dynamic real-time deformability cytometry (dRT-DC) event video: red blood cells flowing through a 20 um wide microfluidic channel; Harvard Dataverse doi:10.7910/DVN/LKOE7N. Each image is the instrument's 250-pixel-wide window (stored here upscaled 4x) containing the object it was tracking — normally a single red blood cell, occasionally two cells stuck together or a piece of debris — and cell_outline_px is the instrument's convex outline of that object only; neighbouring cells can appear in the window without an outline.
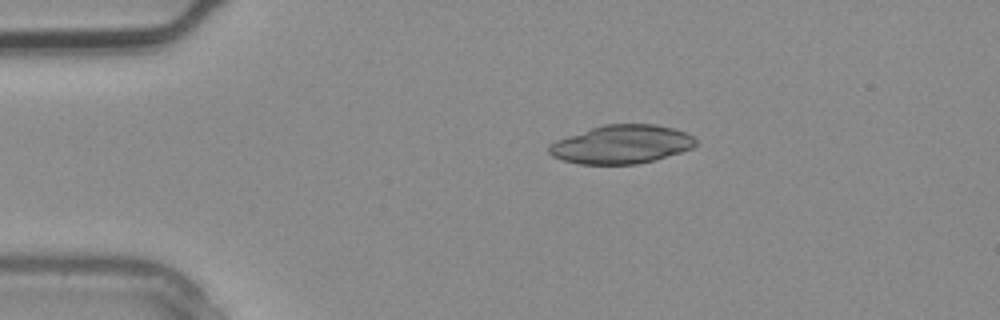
{"species": "common noctule bat (a hibernating species)", "species_latin": "Nyctalus noctula", "temperature_condition": "warm", "stored_images_in_passage": 3, "camera_frame_rate_fps": 3000, "um_per_image_px": 0.085, "animal": {"sex": "male", "body_mass_g": 20.4}, "frame": {"image": 1, "passage_image": 3, "time_ms": 0.667, "image_size_px": [1000, 320], "cell_outline_px": [[696, 144], [692, 148], [656, 160], [636, 164], [580, 164], [564, 160], [552, 156], [548, 152], [548, 144], [556, 140], [604, 124], [656, 124], [672, 128], [684, 132], [692, 136], [696, 140]], "centroid_in_image_um": [52.82, 12.27], "position_along_channel_um": 32.2, "area_um2": 32.77}}